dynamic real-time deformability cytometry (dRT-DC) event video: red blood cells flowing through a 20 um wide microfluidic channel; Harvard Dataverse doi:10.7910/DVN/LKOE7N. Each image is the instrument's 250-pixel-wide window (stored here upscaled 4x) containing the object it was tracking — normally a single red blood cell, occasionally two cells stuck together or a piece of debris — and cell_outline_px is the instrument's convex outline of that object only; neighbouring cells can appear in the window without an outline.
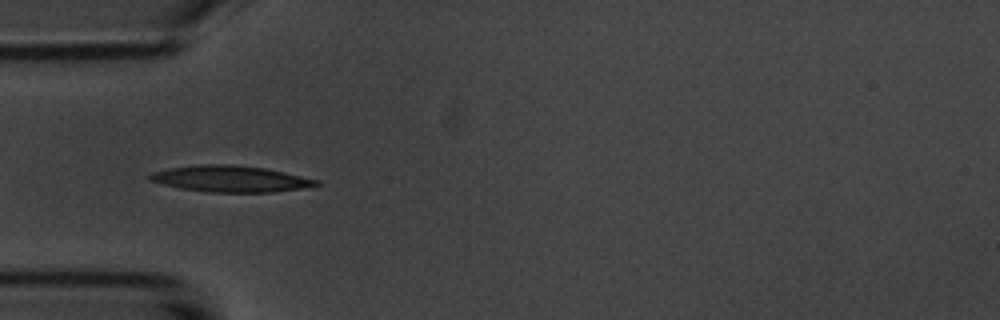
{"species": "common noctule bat (a hibernating species)", "species_latin": "Nyctalus noctula", "temperature_condition": "room temperature", "stored_images_in_passage": 9, "camera_frame_rate_fps": 3000, "um_per_image_px": 0.085, "animal": {"sex": "male", "body_mass_g": 20.1, "forearm_length_mm": 53.5}, "frame": {"image": 1, "passage_image": 4, "time_ms": 4.333, "image_size_px": [1000, 320], "cell_outline_px": [[320, 184], [300, 188], [272, 192], [212, 192], [180, 188], [148, 180], [148, 176], [152, 172], [168, 168], [200, 164], [228, 164], [264, 168], [284, 172], [320, 180]], "centroid_in_image_um": [19.56, 15.19], "position_along_channel_um": 65.4, "area_um2": 25.26}}
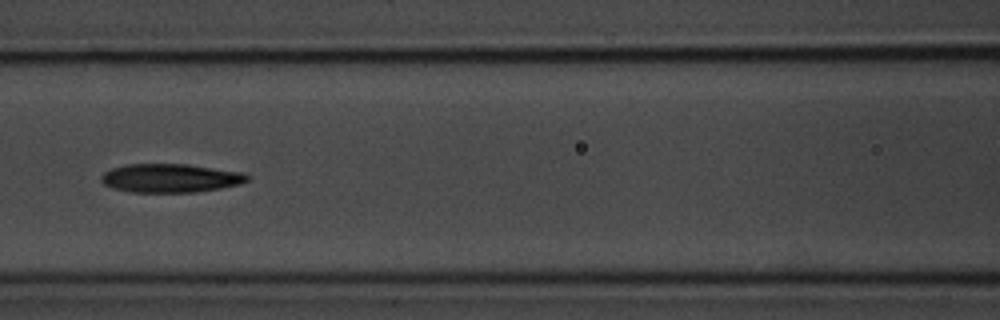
{"frame": {"image": 2, "passage_image": 6, "time_ms": 6.667, "image_size_px": [1000, 320], "cell_outline_px": [[248, 180], [240, 184], [220, 188], [196, 192], [132, 192], [112, 188], [104, 184], [100, 180], [100, 176], [104, 172], [112, 168], [128, 164], [188, 164], [244, 172], [248, 176]], "centroid_in_image_um": [14.48, 15.13], "position_along_channel_um": 152.1, "area_um2": 24.45}}
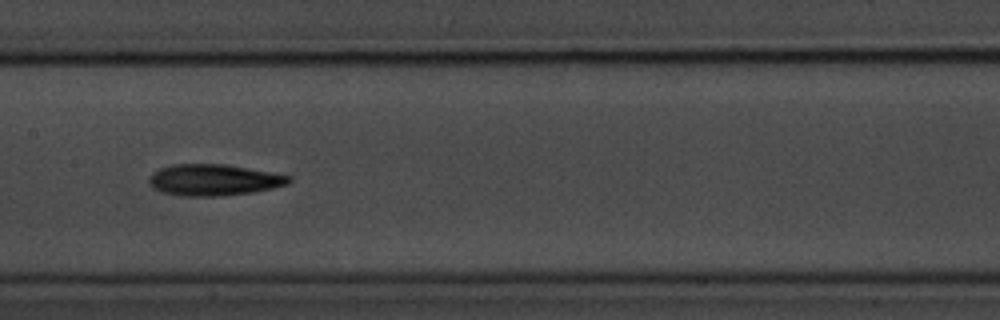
{"frame": {"image": 3, "passage_image": 7, "time_ms": 7.667, "image_size_px": [1000, 320], "cell_outline_px": [[292, 180], [288, 184], [272, 188], [252, 192], [220, 196], [180, 196], [164, 192], [152, 188], [148, 184], [148, 180], [152, 172], [160, 168], [172, 164], [228, 164], [292, 176]], "centroid_in_image_um": [18.15, 15.29], "position_along_channel_um": 189.2, "area_um2": 25.72}}